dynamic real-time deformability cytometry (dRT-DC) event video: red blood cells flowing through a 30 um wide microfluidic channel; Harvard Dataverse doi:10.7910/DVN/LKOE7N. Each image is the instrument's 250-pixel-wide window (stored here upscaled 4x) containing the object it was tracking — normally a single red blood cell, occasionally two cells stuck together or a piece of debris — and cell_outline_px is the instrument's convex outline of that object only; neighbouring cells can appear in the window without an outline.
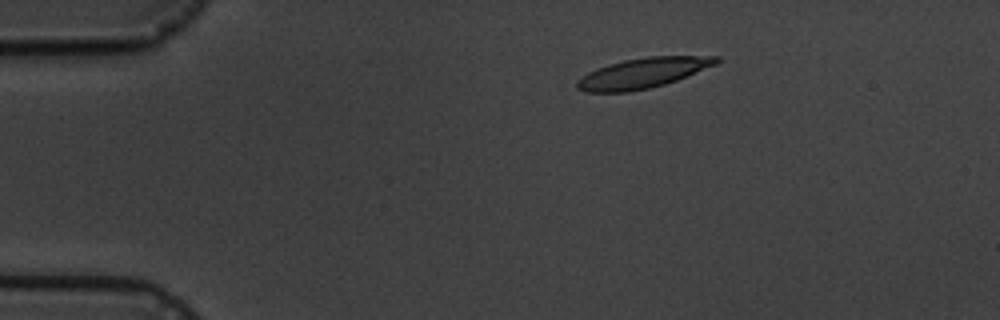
{"species": "common noctule bat (a hibernating species)", "species_latin": "Nyctalus noctula", "temperature_condition": "cold", "stored_images_in_passage": 2, "camera_frame_rate_fps": 3000, "um_per_image_px": 0.085, "animal": {"sex": "male", "body_mass_g": 19.5, "forearm_length_mm": 54.6}, "frame": {"image": 1, "passage_image": 1, "time_ms": 0.0, "image_size_px": [1000, 320], "cell_outline_px": [[720, 60], [716, 64], [676, 80], [664, 84], [648, 88], [628, 92], [584, 92], [576, 88], [576, 80], [588, 72], [596, 68], [608, 64], [624, 60], [648, 56], [720, 56]], "centroid_in_image_um": [54.59, 6.21], "position_along_channel_um": 30.4, "area_um2": 24.39}}